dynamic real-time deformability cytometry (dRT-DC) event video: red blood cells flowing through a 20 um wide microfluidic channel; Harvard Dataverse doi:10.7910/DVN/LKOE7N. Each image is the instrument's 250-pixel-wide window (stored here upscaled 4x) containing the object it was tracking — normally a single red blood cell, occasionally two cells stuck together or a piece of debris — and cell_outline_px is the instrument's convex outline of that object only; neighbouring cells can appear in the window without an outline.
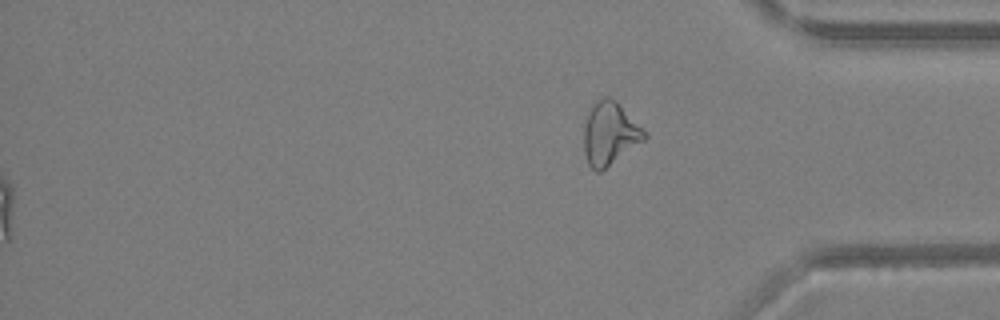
{"species": "Egyptian fruit bat (a non-hibernating species)", "species_latin": "Rousettus aegyptiacus", "temperature_condition": "warm", "stored_images_in_passage": 41, "segment_of_instrument_passage": [2, 2], "camera_frame_rate_fps": 3000, "um_per_image_px": 0.085, "animal": {"sex": "female"}, "frame": {"image": 1, "passage_image": 41, "time_ms": 13.333, "image_size_px": [1000, 320], "cell_outline_px": [[648, 136], [644, 140], [600, 172], [596, 172], [588, 164], [584, 152], [584, 124], [588, 112], [592, 104], [600, 96], [608, 96], [616, 100], [648, 132]], "centroid_in_image_um": [51.83, 11.31], "position_along_channel_um": 383.4, "area_um2": 22.48}}